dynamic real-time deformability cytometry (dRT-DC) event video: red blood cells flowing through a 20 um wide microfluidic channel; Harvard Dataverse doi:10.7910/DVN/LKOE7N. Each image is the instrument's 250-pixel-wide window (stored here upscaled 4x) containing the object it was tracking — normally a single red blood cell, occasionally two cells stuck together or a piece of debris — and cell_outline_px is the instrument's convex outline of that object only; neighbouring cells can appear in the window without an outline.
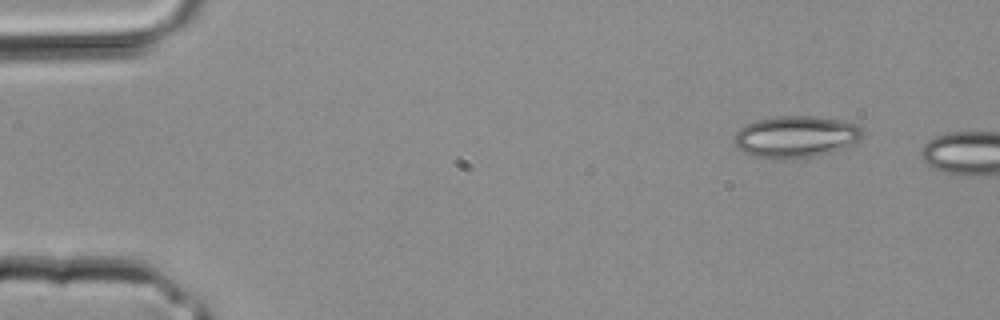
{"species": "common noctule bat (a hibernating species)", "species_latin": "Nyctalus noctula", "temperature_condition": "room temperature", "stored_images_in_passage": 3, "camera_frame_rate_fps": 3000, "um_per_image_px": 0.085, "animal": {"sex": "male", "body_mass_g": 20.4}, "frame": {"image": 1, "passage_image": 3, "time_ms": 0.667, "image_size_px": [1000, 320], "cell_outline_px": [[868, 132], [856, 144], [848, 148], [812, 156], [752, 156], [744, 152], [736, 144], [736, 132], [740, 128], [756, 120], [776, 116], [820, 116], [844, 120], [860, 124]], "centroid_in_image_um": [67.83, 11.56], "position_along_channel_um": 17.2, "area_um2": 31.04}}